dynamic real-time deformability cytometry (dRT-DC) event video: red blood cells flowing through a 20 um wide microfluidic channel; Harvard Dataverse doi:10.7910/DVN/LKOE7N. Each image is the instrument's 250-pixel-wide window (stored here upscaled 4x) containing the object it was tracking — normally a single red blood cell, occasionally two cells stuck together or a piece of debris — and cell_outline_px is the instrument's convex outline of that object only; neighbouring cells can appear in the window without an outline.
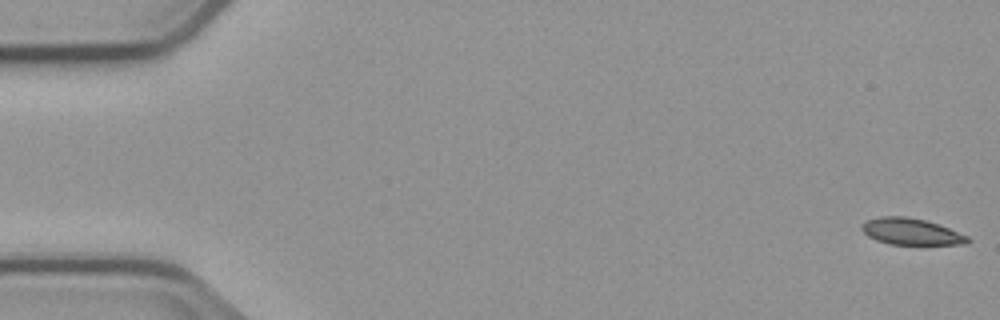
{"species": "common noctule bat (a hibernating species)", "species_latin": "Nyctalus noctula", "temperature_condition": "cold", "stored_images_in_passage": 5, "camera_frame_rate_fps": 3000, "um_per_image_px": 0.085, "animal": {"sex": "male", "body_mass_g": 23.1, "forearm_length_mm": 52.7}, "frame": {"image": 1, "passage_image": 1, "time_ms": 0.0, "image_size_px": [1000, 320], "cell_outline_px": [[972, 240], [968, 244], [888, 244], [876, 240], [868, 236], [860, 228], [860, 224], [868, 220], [880, 216], [904, 216], [924, 220], [948, 228], [968, 236]], "centroid_in_image_um": [77.42, 19.69], "position_along_channel_um": 7.6, "area_um2": 16.24}}
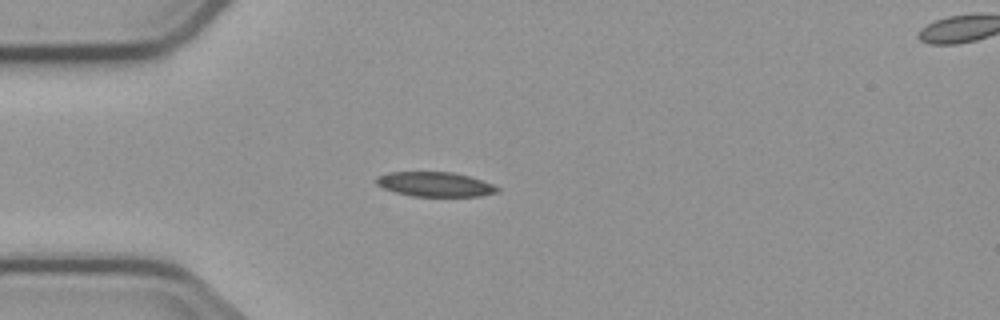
{"frame": {"image": 2, "passage_image": 4, "time_ms": 4.667, "image_size_px": [1000, 320], "cell_outline_px": [[500, 192], [480, 196], [412, 196], [396, 192], [384, 188], [376, 184], [376, 176], [388, 172], [452, 172], [468, 176], [492, 184], [500, 188]], "centroid_in_image_um": [36.97, 15.66], "position_along_channel_um": 48.0, "area_um2": 17.28}}